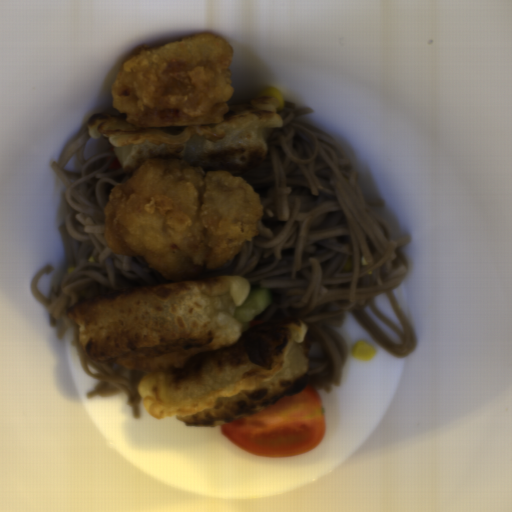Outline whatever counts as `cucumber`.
Returning a JSON list of instances; mask_svg holds the SVG:
<instances>
[{"instance_id": "8b760119", "label": "cucumber", "mask_w": 512, "mask_h": 512, "mask_svg": "<svg viewBox=\"0 0 512 512\" xmlns=\"http://www.w3.org/2000/svg\"><path fill=\"white\" fill-rule=\"evenodd\" d=\"M273 301V295L267 287L260 284L250 285L245 301L236 307L234 318L240 321L242 333L248 331L249 321L260 315Z\"/></svg>"}]
</instances>
